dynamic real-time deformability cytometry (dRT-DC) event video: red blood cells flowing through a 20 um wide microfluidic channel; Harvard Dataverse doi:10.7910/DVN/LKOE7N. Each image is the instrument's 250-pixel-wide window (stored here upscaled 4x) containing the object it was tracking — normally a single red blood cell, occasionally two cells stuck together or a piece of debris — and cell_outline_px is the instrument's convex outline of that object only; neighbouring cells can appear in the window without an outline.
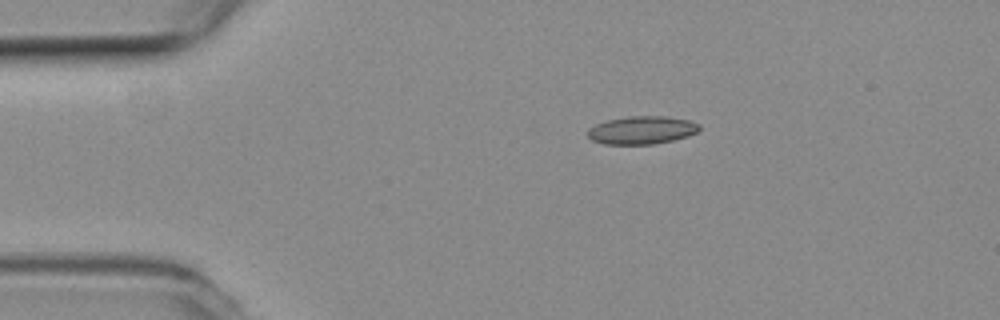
{"species": "common noctule bat (a hibernating species)", "species_latin": "Nyctalus noctula", "temperature_condition": "room temperature", "stored_images_in_passage": 39, "camera_frame_rate_fps": 3000, "um_per_image_px": 0.085, "animal": {"sex": "female", "body_mass_g": 19.3, "forearm_length_mm": 54.1}, "frame": {"image": 1, "passage_image": 1, "time_ms": 0.0, "image_size_px": [1000, 320], "cell_outline_px": [[700, 128], [696, 132], [688, 136], [672, 140], [652, 144], [604, 144], [592, 140], [588, 136], [588, 128], [596, 124], [608, 120], [628, 116], [668, 116], [688, 120], [700, 124]], "centroid_in_image_um": [54.55, 11.05], "position_along_channel_um": 30.4, "area_um2": 18.15}}
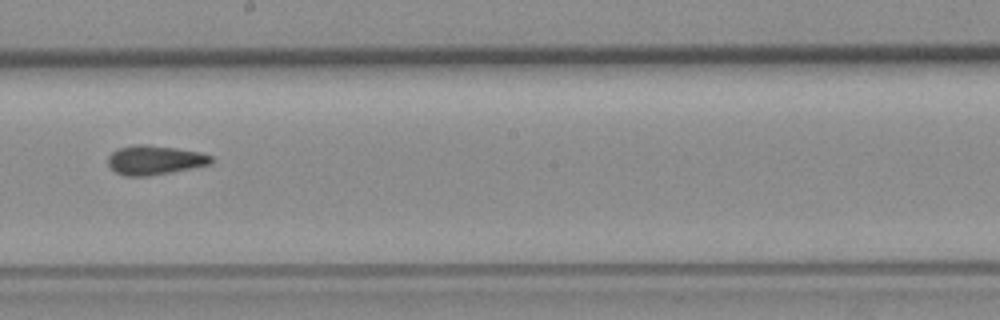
{"frame": {"image": 2, "passage_image": 21, "time_ms": 6.667, "image_size_px": [1000, 320], "cell_outline_px": [[216, 160], [212, 164], [172, 172], [148, 176], [124, 176], [116, 172], [108, 164], [108, 156], [112, 152], [120, 148], [136, 144], [144, 144], [176, 148], [200, 152], [212, 156]], "centroid_in_image_um": [13.19, 13.61], "position_along_channel_um": 235.0, "area_um2": 17.69}}
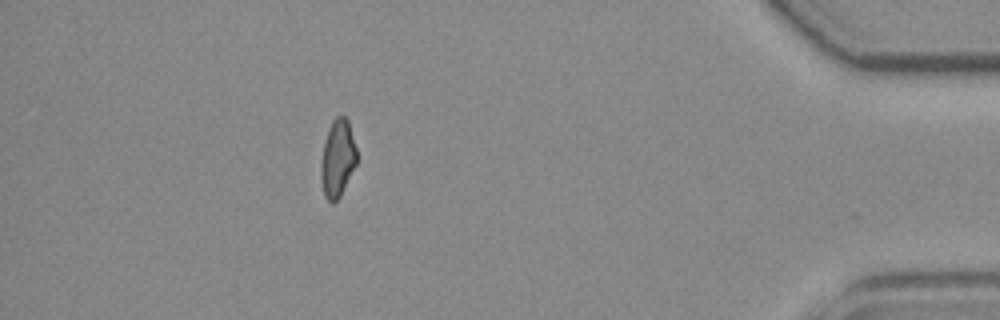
{"frame": {"image": 3, "passage_image": 39, "time_ms": 12.667, "image_size_px": [1000, 320], "cell_outline_px": [[356, 164], [340, 196], [332, 204], [324, 196], [320, 180], [320, 164], [324, 140], [328, 128], [332, 120], [336, 116], [344, 116], [348, 120], [356, 148]], "centroid_in_image_um": [28.66, 13.46], "position_along_channel_um": 406.5, "area_um2": 16.24}, "authors_computed_cell_mechanics": {"area_um2": 17.34, "velocity_mm_per_s": 3.7881, "shape_relaxation_time_tau1_ms": null, "shape_relaxation_time_tau2_ms": 3.5068, "deformation_change_tau1": null, "deformation_change_tau2": 0.1191}}